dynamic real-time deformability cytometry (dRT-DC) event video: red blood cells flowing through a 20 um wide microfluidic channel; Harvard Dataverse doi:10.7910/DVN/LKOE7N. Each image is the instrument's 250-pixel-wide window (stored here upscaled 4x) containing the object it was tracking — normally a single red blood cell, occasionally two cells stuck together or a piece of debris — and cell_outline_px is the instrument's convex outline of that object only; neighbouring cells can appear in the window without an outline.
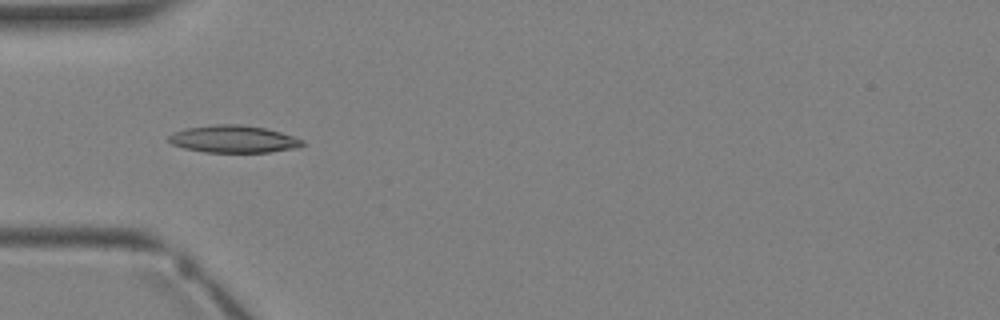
{"species": "Egyptian fruit bat (a non-hibernating species)", "species_latin": "Rousettus aegyptiacus", "temperature_condition": "warm", "stored_images_in_passage": 3, "camera_frame_rate_fps": 3000, "um_per_image_px": 0.085, "animal": {"sex": "female"}, "frame": {"image": 1, "passage_image": 3, "time_ms": 2.333, "image_size_px": [1000, 320], "cell_outline_px": [[304, 144], [296, 148], [268, 152], [204, 152], [184, 148], [172, 144], [168, 140], [168, 136], [172, 132], [184, 128], [216, 124], [240, 124], [264, 128], [280, 132], [304, 140]], "centroid_in_image_um": [19.81, 11.82], "position_along_channel_um": 65.2, "area_um2": 21.27}}